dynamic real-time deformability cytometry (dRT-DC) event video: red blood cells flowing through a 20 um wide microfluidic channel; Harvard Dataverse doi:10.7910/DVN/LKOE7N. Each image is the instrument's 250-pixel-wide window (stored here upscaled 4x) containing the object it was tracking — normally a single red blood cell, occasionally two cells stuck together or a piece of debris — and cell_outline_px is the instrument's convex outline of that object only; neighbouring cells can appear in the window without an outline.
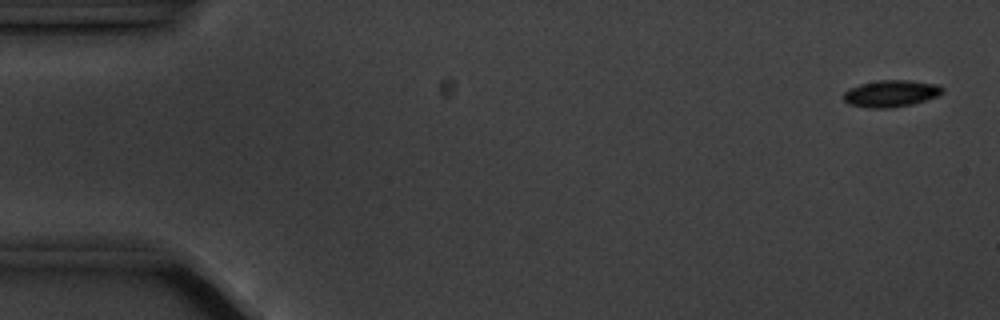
{"species": "common noctule bat (a hibernating species)", "species_latin": "Nyctalus noctula", "temperature_condition": "cold", "stored_images_in_passage": 5, "camera_frame_rate_fps": 3000, "um_per_image_px": 0.085, "animal": {"sex": "male", "body_mass_g": 20.1, "forearm_length_mm": 53.5}, "frame": {"image": 1, "passage_image": 1, "time_ms": 0.0, "image_size_px": [1000, 320], "cell_outline_px": [[944, 92], [940, 96], [912, 104], [892, 108], [868, 108], [848, 104], [844, 100], [844, 92], [848, 88], [860, 84], [876, 80], [908, 80], [936, 84], [944, 88]], "centroid_in_image_um": [75.74, 7.95], "position_along_channel_um": 9.3, "area_um2": 15.66}}